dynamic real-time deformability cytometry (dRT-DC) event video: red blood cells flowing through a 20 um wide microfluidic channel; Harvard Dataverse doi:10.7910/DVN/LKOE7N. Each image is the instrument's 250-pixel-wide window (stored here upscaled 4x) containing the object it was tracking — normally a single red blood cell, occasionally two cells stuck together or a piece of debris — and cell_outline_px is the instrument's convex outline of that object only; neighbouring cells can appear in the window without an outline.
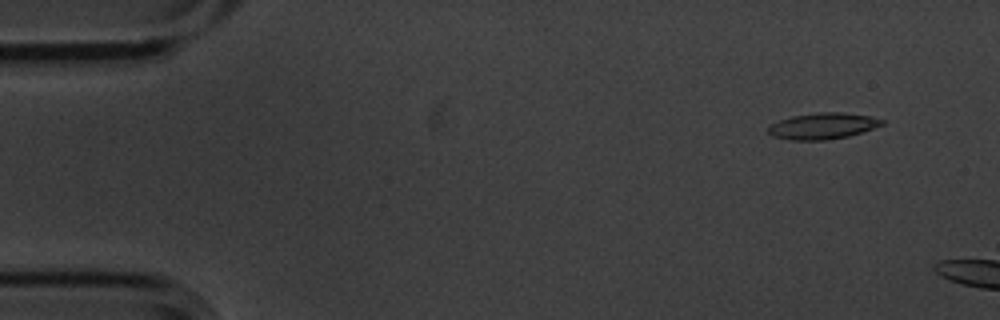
{"species": "common noctule bat (a hibernating species)", "species_latin": "Nyctalus noctula", "temperature_condition": "cold", "stored_images_in_passage": 6, "camera_frame_rate_fps": 3000, "um_per_image_px": 0.085, "animal": {"sex": "male", "body_mass_g": 20.1, "forearm_length_mm": 53.5}, "frame": {"image": 1, "passage_image": 2, "time_ms": 0.333, "image_size_px": [1000, 320], "cell_outline_px": [[884, 124], [848, 136], [824, 140], [788, 140], [772, 136], [768, 132], [768, 124], [792, 116], [816, 112], [840, 112], [868, 116], [884, 120]], "centroid_in_image_um": [69.86, 10.71], "position_along_channel_um": 15.1, "area_um2": 17.28}}